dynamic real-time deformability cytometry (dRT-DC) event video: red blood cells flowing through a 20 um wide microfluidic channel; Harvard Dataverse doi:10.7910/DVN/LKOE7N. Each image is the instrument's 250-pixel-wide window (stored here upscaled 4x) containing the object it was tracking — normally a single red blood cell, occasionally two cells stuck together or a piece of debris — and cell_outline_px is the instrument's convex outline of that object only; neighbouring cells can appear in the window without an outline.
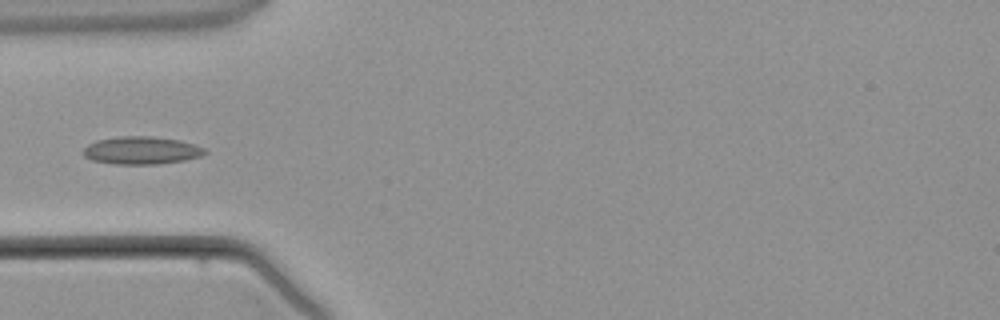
{"species": "common noctule bat (a hibernating species)", "species_latin": "Nyctalus noctula", "temperature_condition": "warm", "stored_images_in_passage": 3, "camera_frame_rate_fps": 3000, "um_per_image_px": 0.085, "animal": {"sex": "male", "body_mass_g": 21.5, "forearm_length_mm": 52.0}, "frame": {"image": 1, "passage_image": 3, "time_ms": 2.667, "image_size_px": [1000, 320], "cell_outline_px": [[208, 152], [200, 156], [184, 160], [160, 164], [116, 164], [92, 160], [84, 156], [84, 148], [88, 144], [96, 140], [120, 136], [152, 136], [180, 140], [204, 148]], "centroid_in_image_um": [12.02, 12.78], "position_along_channel_um": 73.0, "area_um2": 19.59}}